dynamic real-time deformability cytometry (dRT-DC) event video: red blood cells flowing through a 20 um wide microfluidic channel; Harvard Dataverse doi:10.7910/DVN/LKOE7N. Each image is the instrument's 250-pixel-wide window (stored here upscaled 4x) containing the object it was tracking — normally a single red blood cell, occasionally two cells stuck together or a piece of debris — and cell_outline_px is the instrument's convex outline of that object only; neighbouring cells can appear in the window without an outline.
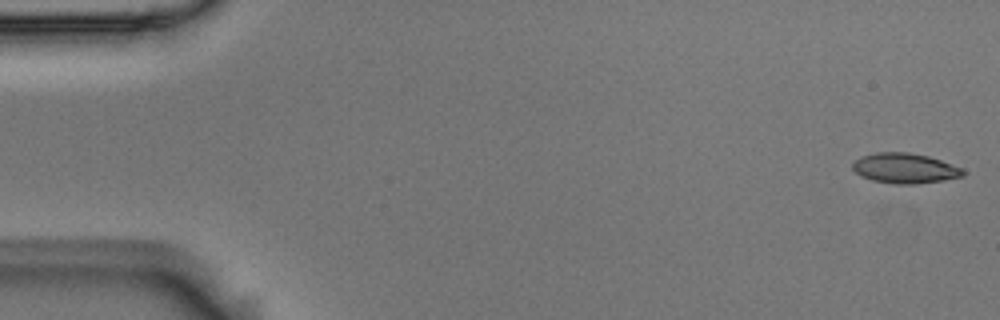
{"species": "Egyptian fruit bat (a non-hibernating species)", "species_latin": "Rousettus aegyptiacus", "temperature_condition": "room temperature", "stored_images_in_passage": 54, "camera_frame_rate_fps": 3000, "um_per_image_px": 0.085, "animal": {"sex": "male"}, "frame": {"image": 1, "passage_image": 1, "time_ms": 0.0, "image_size_px": [1000, 320], "cell_outline_px": [[964, 176], [944, 180], [916, 184], [896, 184], [872, 180], [860, 176], [852, 168], [852, 164], [860, 156], [876, 152], [908, 152], [928, 156], [940, 160], [960, 168], [964, 172]], "centroid_in_image_um": [76.87, 14.3], "position_along_channel_um": 8.1, "area_um2": 19.31}}
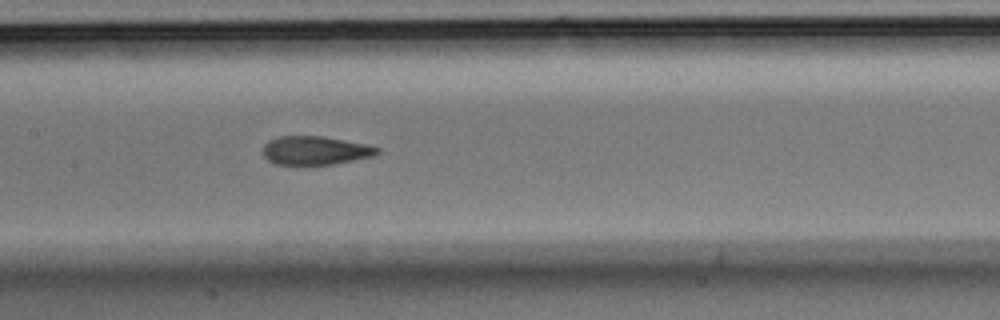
{"frame": {"image": 2, "passage_image": 26, "time_ms": 8.333, "image_size_px": [1000, 320], "cell_outline_px": [[380, 152], [376, 156], [336, 164], [276, 164], [268, 160], [264, 156], [264, 144], [268, 140], [276, 136], [324, 136], [368, 144], [380, 148]], "centroid_in_image_um": [26.85, 12.78], "position_along_channel_um": 180.5, "area_um2": 19.31}}
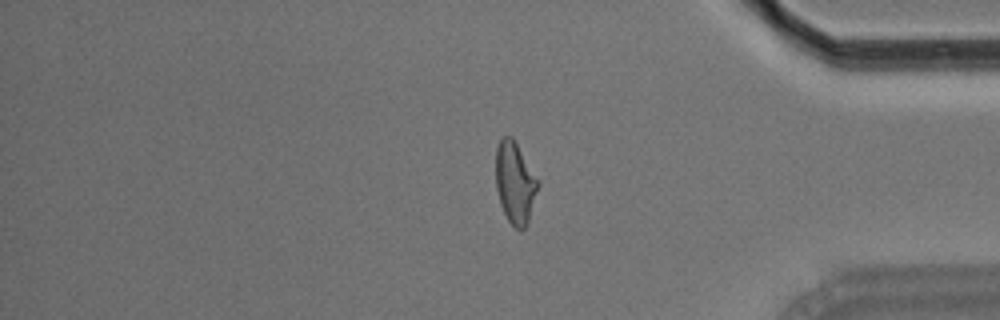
{"frame": {"image": 3, "passage_image": 45, "time_ms": 14.667, "image_size_px": [1000, 320], "cell_outline_px": [[540, 184], [528, 224], [520, 232], [508, 220], [500, 204], [496, 188], [496, 148], [500, 140], [504, 136], [512, 136], [540, 180]], "centroid_in_image_um": [43.81, 15.54], "position_along_channel_um": 391.4, "area_um2": 20.4}, "authors_computed_cell_mechanics": {"area_um2": 19.7676, "velocity_mm_per_s": 3.6867, "shape_relaxation_time_tau1_ms": 4.6539, "shape_relaxation_time_tau2_ms": 1.599, "deformation_change_tau1": 0.1759, "deformation_change_tau2": 0.0939}}